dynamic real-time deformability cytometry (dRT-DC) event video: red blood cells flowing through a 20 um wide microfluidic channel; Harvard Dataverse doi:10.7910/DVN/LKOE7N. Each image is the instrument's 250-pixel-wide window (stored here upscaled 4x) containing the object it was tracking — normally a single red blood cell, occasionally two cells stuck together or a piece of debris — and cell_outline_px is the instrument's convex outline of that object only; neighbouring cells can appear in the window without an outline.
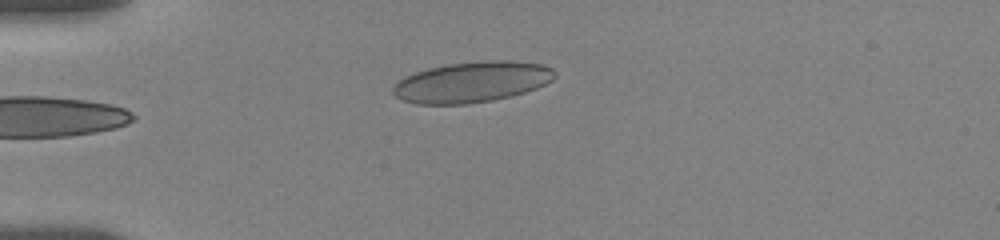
{"species": "human", "species_latin": "Homo sapiens", "temperature_condition": "room temperature", "stored_images_in_passage": 3, "camera_frame_rate_fps": 3000, "um_per_image_px": 0.085, "donor": {"sex": "female"}, "frame": {"image": 1, "passage_image": 3, "time_ms": 2.0, "image_size_px": [1000, 240], "cell_outline_px": [[556, 76], [552, 80], [536, 88], [512, 96], [492, 100], [468, 104], [416, 104], [404, 100], [396, 96], [392, 92], [392, 88], [404, 76], [428, 68], [448, 64], [484, 60], [508, 60], [544, 64], [552, 68], [556, 72]], "centroid_in_image_um": [40.14, 6.96], "position_along_channel_um": 44.9, "area_um2": 38.44}}